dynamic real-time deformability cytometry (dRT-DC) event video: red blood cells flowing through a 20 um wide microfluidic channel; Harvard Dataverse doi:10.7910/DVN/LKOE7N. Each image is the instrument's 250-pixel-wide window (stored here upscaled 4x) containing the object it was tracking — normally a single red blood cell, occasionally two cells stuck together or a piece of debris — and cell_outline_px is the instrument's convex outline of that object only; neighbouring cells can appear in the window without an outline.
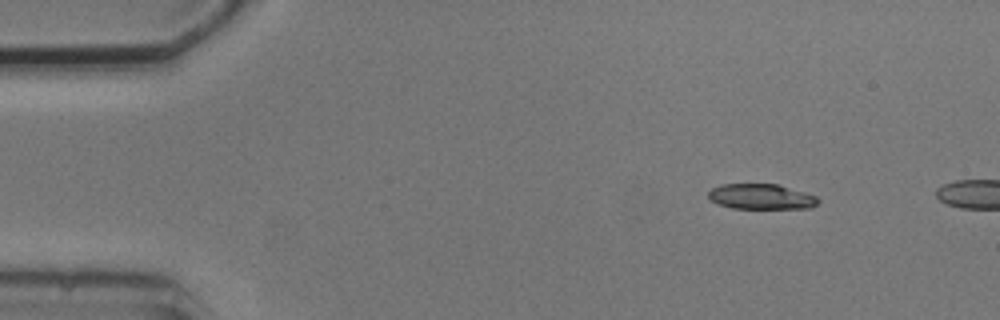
{"species": "common noctule bat (a hibernating species)", "species_latin": "Nyctalus noctula", "temperature_condition": "cold", "stored_images_in_passage": 2, "camera_frame_rate_fps": 3000, "um_per_image_px": 0.085, "animal": {"sex": "male", "body_mass_g": 20.5, "forearm_length_mm": 52.5}, "frame": {"image": 1, "passage_image": 1, "time_ms": 0.0, "image_size_px": [1000, 320], "cell_outline_px": [[820, 200], [812, 208], [732, 208], [720, 204], [712, 200], [708, 196], [708, 192], [712, 188], [720, 184], [776, 184], [804, 192], [816, 196]], "centroid_in_image_um": [64.7, 16.71], "position_along_channel_um": 20.3, "area_um2": 16.01}}